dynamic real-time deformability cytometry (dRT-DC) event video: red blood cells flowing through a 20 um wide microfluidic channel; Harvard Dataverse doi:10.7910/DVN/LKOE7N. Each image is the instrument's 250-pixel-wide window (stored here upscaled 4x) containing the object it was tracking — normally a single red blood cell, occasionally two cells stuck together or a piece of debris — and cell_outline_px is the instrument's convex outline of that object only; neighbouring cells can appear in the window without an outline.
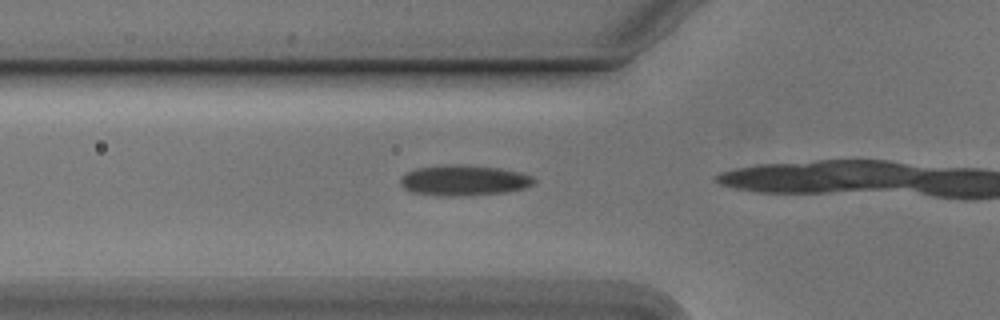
{"species": "Egyptian fruit bat (a non-hibernating species)", "species_latin": "Rousettus aegyptiacus", "temperature_condition": "cold", "stored_images_in_passage": 4, "camera_frame_rate_fps": 3000, "um_per_image_px": 0.085, "animal": {"sex": "male"}, "frame": {"image": 1, "passage_image": 2, "time_ms": 0.333, "image_size_px": [1000, 320], "cell_outline_px": [[536, 180], [532, 184], [524, 188], [508, 192], [456, 196], [448, 196], [412, 192], [404, 188], [400, 184], [400, 180], [408, 172], [416, 168], [444, 164], [464, 164], [500, 168], [520, 172], [532, 176]], "centroid_in_image_um": [39.45, 15.31], "position_along_channel_um": 86.4, "area_um2": 23.76}}